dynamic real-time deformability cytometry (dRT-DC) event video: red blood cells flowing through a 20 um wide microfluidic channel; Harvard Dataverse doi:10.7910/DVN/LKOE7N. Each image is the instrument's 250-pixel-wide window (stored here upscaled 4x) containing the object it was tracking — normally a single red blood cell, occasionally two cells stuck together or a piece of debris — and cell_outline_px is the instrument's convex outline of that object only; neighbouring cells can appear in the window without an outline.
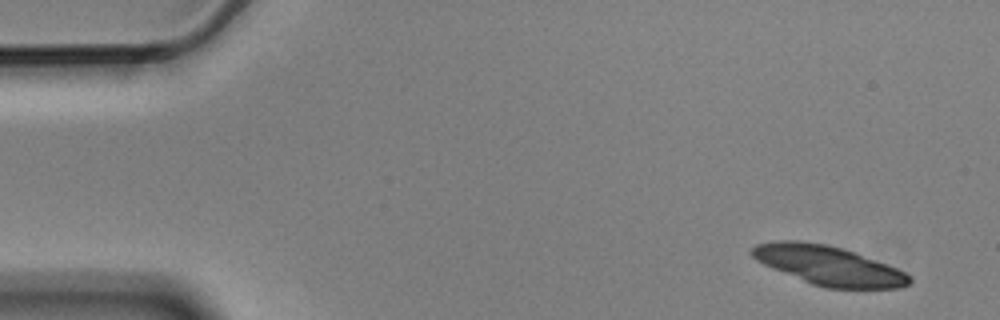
{"species": "Egyptian fruit bat (a non-hibernating species)", "species_latin": "Rousettus aegyptiacus", "temperature_condition": "cold", "stored_images_in_passage": 4, "camera_frame_rate_fps": 3000, "um_per_image_px": 0.085, "animal": {"sex": "male"}, "frame": {"image": 1, "passage_image": 1, "time_ms": 0.0, "image_size_px": [1000, 320], "cell_outline_px": [[912, 280], [908, 284], [900, 288], [828, 288], [812, 284], [772, 268], [756, 260], [748, 252], [756, 244], [776, 240], [800, 240], [828, 244], [844, 248], [856, 252], [896, 268], [912, 276]], "centroid_in_image_um": [70.4, 22.54], "position_along_channel_um": 14.6, "area_um2": 36.07}}